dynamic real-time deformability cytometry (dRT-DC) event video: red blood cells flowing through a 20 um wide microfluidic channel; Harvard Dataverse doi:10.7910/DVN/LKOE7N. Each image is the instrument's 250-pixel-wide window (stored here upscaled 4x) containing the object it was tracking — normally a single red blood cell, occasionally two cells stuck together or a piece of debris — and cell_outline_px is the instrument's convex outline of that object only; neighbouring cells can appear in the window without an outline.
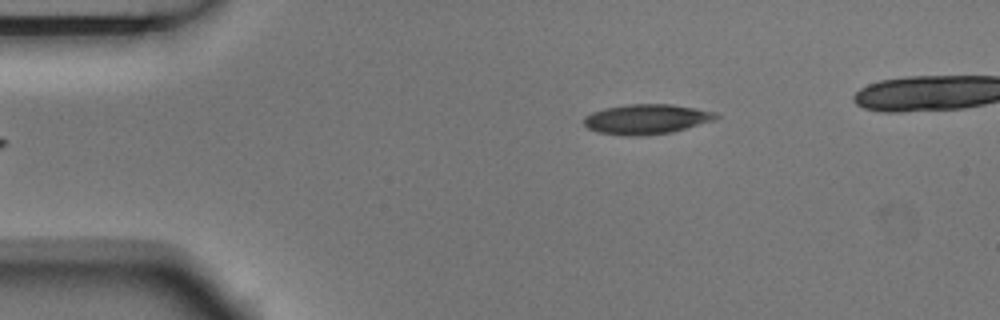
{"species": "Egyptian fruit bat (a non-hibernating species)", "species_latin": "Rousettus aegyptiacus", "temperature_condition": "room temperature", "stored_images_in_passage": 5, "camera_frame_rate_fps": 3000, "um_per_image_px": 0.085, "animal": {"sex": "male"}, "frame": {"image": 1, "passage_image": 5, "time_ms": 1.333, "image_size_px": [1000, 320], "cell_outline_px": [[720, 116], [716, 120], [672, 132], [636, 136], [628, 136], [596, 132], [588, 128], [584, 124], [584, 116], [592, 112], [604, 108], [628, 104], [672, 104], [696, 108], [716, 112]], "centroid_in_image_um": [54.96, 10.12], "position_along_channel_um": 30.0, "area_um2": 23.18}}